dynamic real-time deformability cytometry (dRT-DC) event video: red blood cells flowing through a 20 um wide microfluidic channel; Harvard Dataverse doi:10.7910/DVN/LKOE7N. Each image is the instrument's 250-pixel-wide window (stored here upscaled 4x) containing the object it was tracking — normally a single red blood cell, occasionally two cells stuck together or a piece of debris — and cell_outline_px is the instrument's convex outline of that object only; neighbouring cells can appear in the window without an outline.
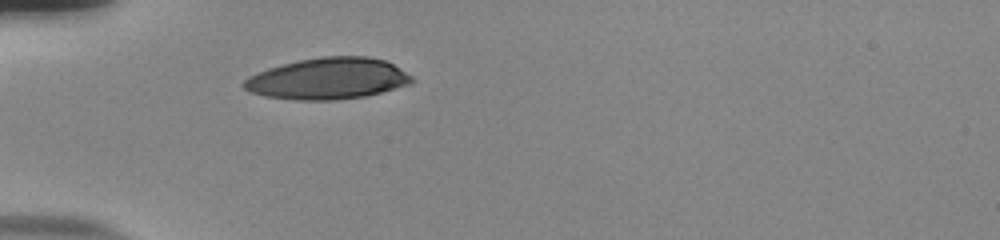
{"species": "human", "species_latin": "Homo sapiens", "temperature_condition": "room temperature", "stored_images_in_passage": 29, "camera_frame_rate_fps": 3000, "um_per_image_px": 0.085, "donor": {"sex": "male"}, "frame": {"image": 1, "passage_image": 1, "time_ms": 0.0, "image_size_px": [1000, 240], "cell_outline_px": [[416, 80], [412, 84], [364, 96], [336, 100], [296, 100], [264, 96], [248, 92], [240, 84], [248, 76], [256, 72], [268, 68], [300, 60], [324, 56], [368, 56], [384, 60], [392, 64], [412, 76]], "centroid_in_image_um": [27.85, 6.69], "position_along_channel_um": 57.2, "area_um2": 40.63}}
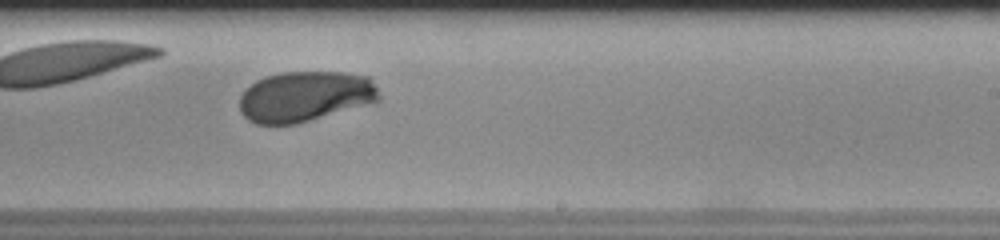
{"frame": {"image": 2, "passage_image": 18, "time_ms": 5.667, "image_size_px": [1000, 240], "cell_outline_px": [[380, 100], [296, 124], [256, 124], [248, 120], [240, 112], [240, 96], [256, 80], [268, 76], [284, 72], [344, 72], [368, 76], [376, 88], [380, 96]], "centroid_in_image_um": [25.91, 8.19], "position_along_channel_um": 263.1, "area_um2": 40.63}}
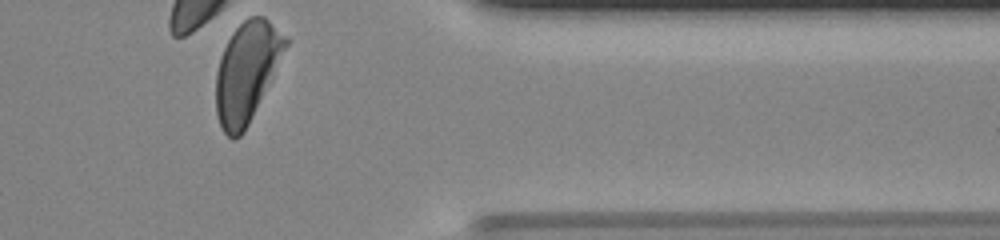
{"frame": {"image": 3, "passage_image": 29, "time_ms": 9.333, "image_size_px": [1000, 240], "cell_outline_px": [[288, 44], [272, 80], [244, 132], [240, 136], [232, 140], [220, 128], [216, 112], [216, 72], [224, 48], [232, 32], [248, 16], [264, 16], [288, 40]], "centroid_in_image_um": [20.97, 6.14], "position_along_channel_um": 390.4, "area_um2": 40.29}, "authors_computed_cell_mechanics": {"area_um2": 42.0206, "velocity_mm_per_s": 3.8314, "shape_relaxation_time_tau1_ms": 2.7929, "shape_relaxation_time_tau2_ms": null, "deformation_change_tau1": 0.1565, "deformation_change_tau2": null}}